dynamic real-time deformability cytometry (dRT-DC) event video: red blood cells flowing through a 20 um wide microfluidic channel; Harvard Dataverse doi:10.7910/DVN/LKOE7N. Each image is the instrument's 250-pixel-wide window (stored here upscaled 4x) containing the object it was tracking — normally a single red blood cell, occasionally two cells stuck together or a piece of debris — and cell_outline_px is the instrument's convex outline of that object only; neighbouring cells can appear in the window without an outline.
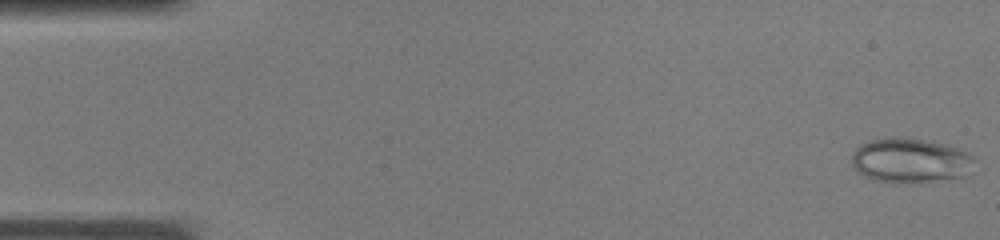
{"species": "common noctule bat (a hibernating species)", "species_latin": "Nyctalus noctula", "temperature_condition": "warm", "stored_images_in_passage": 37, "camera_frame_rate_fps": 3000, "um_per_image_px": 0.085, "animal": {"sex": "male", "body_mass_g": 19.0, "forearm_length_mm": 50.8}, "frame": {"image": 1, "passage_image": 1, "time_ms": 0.0, "image_size_px": [1000, 240], "cell_outline_px": [[976, 160], [972, 176], [948, 180], [912, 184], [908, 184], [872, 180], [864, 176], [852, 164], [852, 152], [860, 144], [884, 136], [900, 136], [924, 140], [944, 144], [960, 148], [968, 152]], "centroid_in_image_um": [77.47, 13.66], "position_along_channel_um": 7.5, "area_um2": 33.18}}
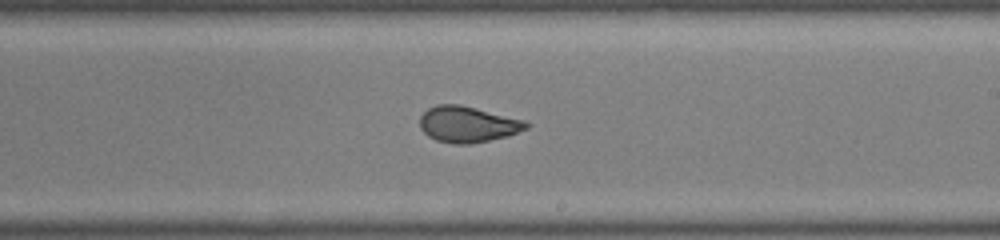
{"frame": {"image": 2, "passage_image": 22, "time_ms": 7.0, "image_size_px": [1000, 240], "cell_outline_px": [[532, 124], [528, 128], [508, 136], [468, 144], [456, 144], [436, 140], [428, 136], [420, 128], [420, 116], [428, 108], [436, 104], [460, 104], [524, 120]], "centroid_in_image_um": [39.75, 10.56], "position_along_channel_um": 249.2, "area_um2": 22.31}}
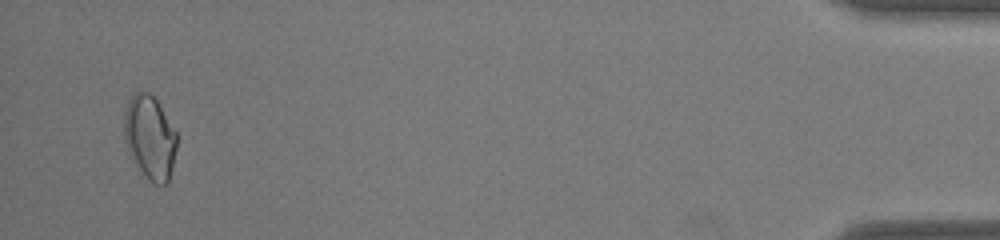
{"frame": {"image": 3, "passage_image": 36, "time_ms": 11.667, "image_size_px": [1000, 240], "cell_outline_px": [[176, 148], [168, 184], [156, 184], [148, 180], [132, 156], [124, 140], [124, 112], [128, 100], [136, 92], [148, 92], [156, 100], [176, 132]], "centroid_in_image_um": [12.73, 11.67], "position_along_channel_um": 422.5, "area_um2": 25.14}}